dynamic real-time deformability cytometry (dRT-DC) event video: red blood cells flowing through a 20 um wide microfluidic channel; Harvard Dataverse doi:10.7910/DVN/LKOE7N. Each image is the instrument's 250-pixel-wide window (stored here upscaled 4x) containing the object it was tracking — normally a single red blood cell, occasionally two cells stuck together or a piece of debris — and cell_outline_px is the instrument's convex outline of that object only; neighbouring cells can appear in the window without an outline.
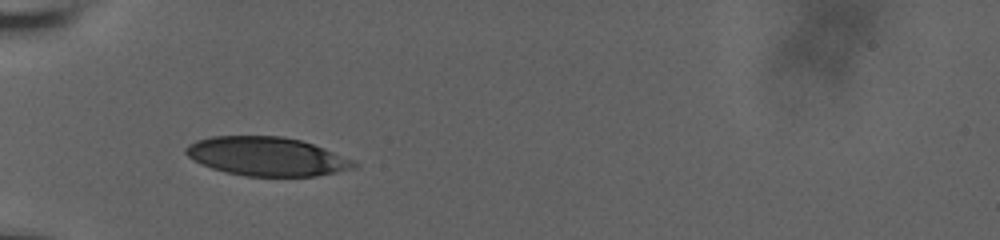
{"species": "human", "species_latin": "Homo sapiens", "temperature_condition": "room temperature", "stored_images_in_passage": 64, "camera_frame_rate_fps": 3000, "um_per_image_px": 0.085, "donor": {"sex": "male"}, "frame": {"image": 1, "passage_image": 1, "time_ms": 0.0, "image_size_px": [1000, 240], "cell_outline_px": [[356, 168], [316, 176], [248, 176], [224, 172], [212, 168], [188, 156], [184, 152], [184, 148], [188, 144], [196, 140], [212, 136], [280, 136], [300, 140], [324, 148], [352, 160], [356, 164]], "centroid_in_image_um": [22.65, 13.29], "position_along_channel_um": 62.3, "area_um2": 37.69}}
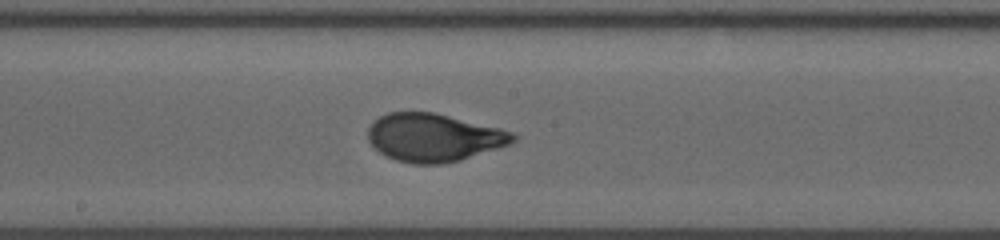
{"frame": {"image": 2, "passage_image": 35, "time_ms": 4.333, "image_size_px": [1000, 240], "cell_outline_px": [[520, 136], [516, 140], [508, 144], [460, 160], [444, 164], [412, 164], [396, 160], [384, 156], [368, 140], [368, 128], [372, 120], [388, 112], [432, 112], [500, 128], [516, 132]], "centroid_in_image_um": [36.86, 11.69], "position_along_channel_um": 211.3, "area_um2": 40.63}}
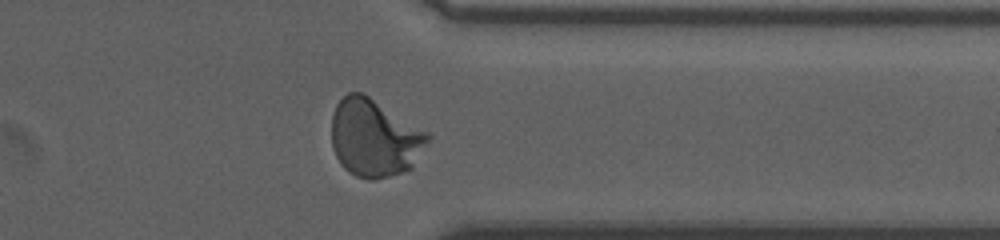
{"frame": {"image": 3, "passage_image": 54, "time_ms": 9.0, "image_size_px": [1000, 240], "cell_outline_px": [[432, 140], [412, 168], [388, 176], [372, 180], [368, 180], [356, 176], [348, 172], [340, 164], [332, 148], [332, 116], [336, 104], [348, 92], [364, 92], [428, 132], [432, 136]], "centroid_in_image_um": [31.86, 11.72], "position_along_channel_um": 379.5, "area_um2": 44.1}, "authors_computed_cell_mechanics": {"area_um2": 40.6623, "velocity_mm_per_s": 3.6479, "shape_relaxation_time_tau1_ms": 4.09, "shape_relaxation_time_tau2_ms": null, "deformation_change_tau1": 0.194, "deformation_change_tau2": null}}